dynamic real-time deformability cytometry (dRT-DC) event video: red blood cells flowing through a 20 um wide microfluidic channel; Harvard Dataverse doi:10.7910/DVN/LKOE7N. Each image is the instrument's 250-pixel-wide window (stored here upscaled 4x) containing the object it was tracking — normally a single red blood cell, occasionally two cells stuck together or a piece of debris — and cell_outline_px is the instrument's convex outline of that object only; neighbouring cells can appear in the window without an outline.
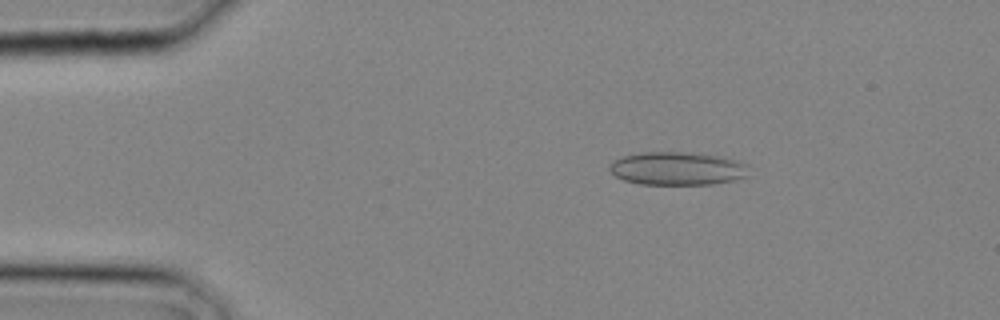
{"species": "common noctule bat (a hibernating species)", "species_latin": "Nyctalus noctula", "temperature_condition": "cold", "stored_images_in_passage": 17, "camera_frame_rate_fps": 3000, "um_per_image_px": 0.085, "animal": {"sex": "male", "body_mass_g": 20.4}, "frame": {"image": 1, "passage_image": 5, "time_ms": 1.333, "image_size_px": [1000, 320], "cell_outline_px": [[748, 176], [736, 180], [712, 184], [640, 184], [624, 180], [616, 176], [608, 168], [616, 160], [624, 156], [644, 152], [680, 152], [724, 156], [748, 164]], "centroid_in_image_um": [57.64, 14.33], "position_along_channel_um": 27.4, "area_um2": 26.88}}
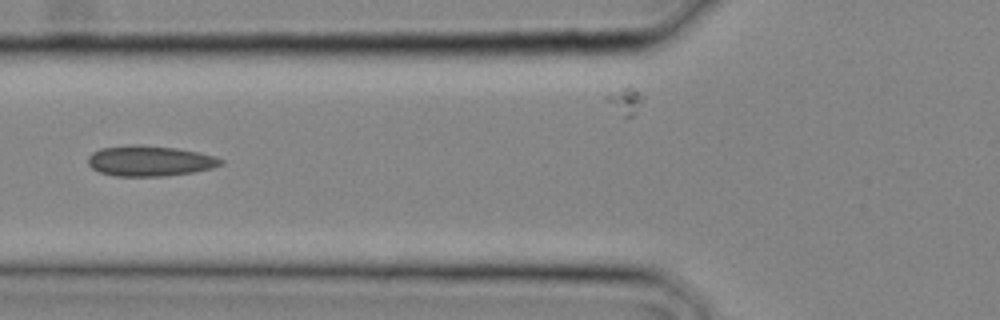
{"frame": {"image": 2, "passage_image": 11, "time_ms": 3.333, "image_size_px": [1000, 320], "cell_outline_px": [[224, 164], [212, 168], [192, 172], [164, 176], [116, 176], [100, 172], [92, 168], [88, 164], [88, 156], [92, 152], [100, 148], [132, 144], [136, 144], [176, 148], [200, 152], [216, 156], [224, 160]], "centroid_in_image_um": [12.74, 13.67], "position_along_channel_um": 113.1, "area_um2": 23.76}}
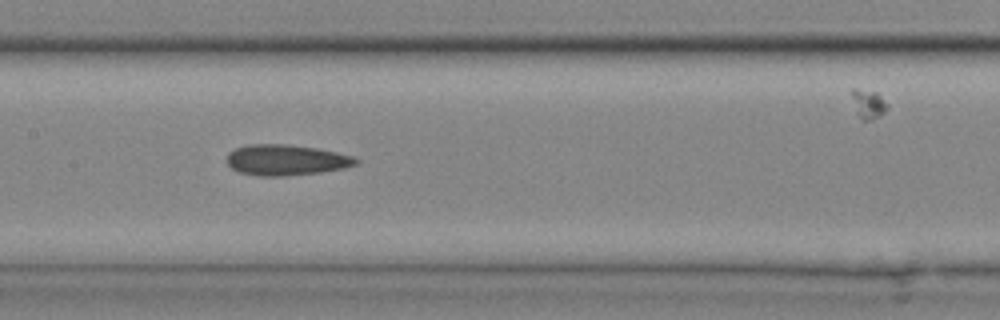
{"frame": {"image": 3, "passage_image": 14, "time_ms": 4.333, "image_size_px": [1000, 320], "cell_outline_px": [[360, 160], [356, 164], [344, 168], [320, 172], [284, 176], [260, 176], [240, 172], [232, 168], [228, 164], [228, 152], [236, 148], [248, 144], [284, 144], [316, 148], [356, 156]], "centroid_in_image_um": [24.34, 13.59], "position_along_channel_um": 183.1, "area_um2": 23.06}}